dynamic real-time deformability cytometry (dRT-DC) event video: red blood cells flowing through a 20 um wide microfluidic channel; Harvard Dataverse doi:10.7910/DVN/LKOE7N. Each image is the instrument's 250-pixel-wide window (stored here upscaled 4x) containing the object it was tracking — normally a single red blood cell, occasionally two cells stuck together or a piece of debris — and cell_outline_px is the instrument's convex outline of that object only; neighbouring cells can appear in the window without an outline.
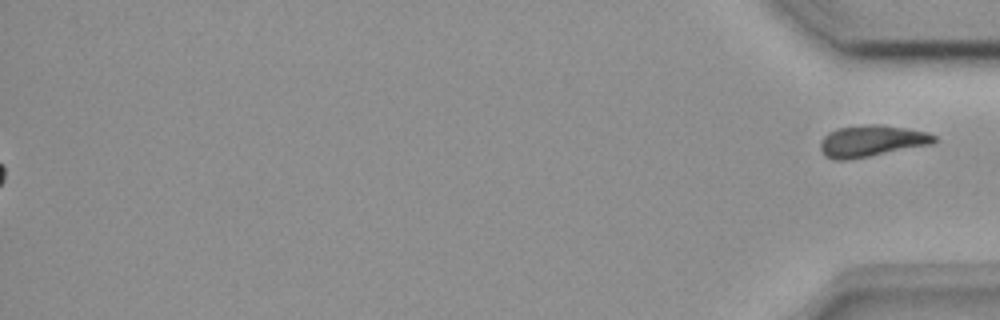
{"species": "common noctule bat (a hibernating species)", "species_latin": "Nyctalus noctula", "temperature_condition": "room temperature", "stored_images_in_passage": 50, "segment_of_instrument_passage": [2, 2], "camera_frame_rate_fps": 3000, "um_per_image_px": 0.085, "animal": {"sex": "female", "body_mass_g": 18.4}, "frame": {"image": 1, "passage_image": 50, "time_ms": 16.333, "image_size_px": [1000, 320], "cell_outline_px": [[936, 140], [932, 144], [848, 160], [836, 160], [824, 156], [820, 148], [820, 140], [828, 132], [836, 128], [872, 124], [880, 124], [928, 132], [936, 136]], "centroid_in_image_um": [74.05, 11.98], "position_along_channel_um": 361.2, "area_um2": 20.87}}